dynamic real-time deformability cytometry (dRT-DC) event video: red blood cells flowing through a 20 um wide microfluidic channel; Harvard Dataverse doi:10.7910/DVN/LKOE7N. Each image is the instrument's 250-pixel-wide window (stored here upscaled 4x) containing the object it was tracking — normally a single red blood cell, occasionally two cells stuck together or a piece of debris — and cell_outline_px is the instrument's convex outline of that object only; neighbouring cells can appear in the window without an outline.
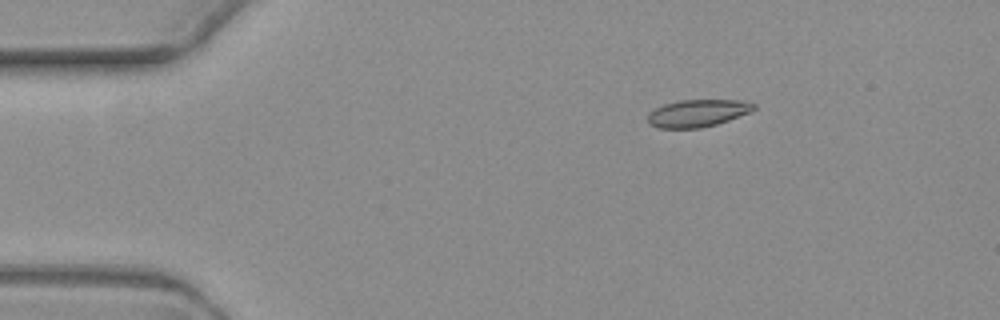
{"species": "common noctule bat (a hibernating species)", "species_latin": "Nyctalus noctula", "temperature_condition": "warm", "stored_images_in_passage": 3, "camera_frame_rate_fps": 3000, "um_per_image_px": 0.085, "animal": {"sex": "female", "body_mass_g": 19.3, "forearm_length_mm": 54.1}, "frame": {"image": 1, "passage_image": 1, "time_ms": 0.0, "image_size_px": [1000, 320], "cell_outline_px": [[756, 108], [748, 112], [728, 120], [716, 124], [700, 128], [660, 128], [652, 124], [648, 120], [648, 112], [664, 104], [680, 100], [740, 100], [756, 104]], "centroid_in_image_um": [59.29, 9.61], "position_along_channel_um": 25.7, "area_um2": 16.65}}
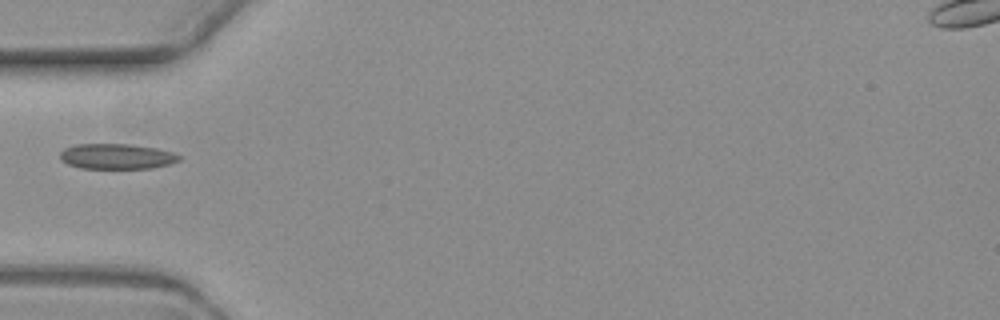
{"frame": {"image": 2, "passage_image": 3, "time_ms": 3.333, "image_size_px": [1000, 320], "cell_outline_px": [[180, 160], [168, 164], [152, 168], [80, 168], [68, 164], [60, 160], [60, 152], [64, 148], [76, 144], [128, 144], [156, 148], [172, 152], [180, 156]], "centroid_in_image_um": [9.88, 13.29], "position_along_channel_um": 75.1, "area_um2": 17.51}}